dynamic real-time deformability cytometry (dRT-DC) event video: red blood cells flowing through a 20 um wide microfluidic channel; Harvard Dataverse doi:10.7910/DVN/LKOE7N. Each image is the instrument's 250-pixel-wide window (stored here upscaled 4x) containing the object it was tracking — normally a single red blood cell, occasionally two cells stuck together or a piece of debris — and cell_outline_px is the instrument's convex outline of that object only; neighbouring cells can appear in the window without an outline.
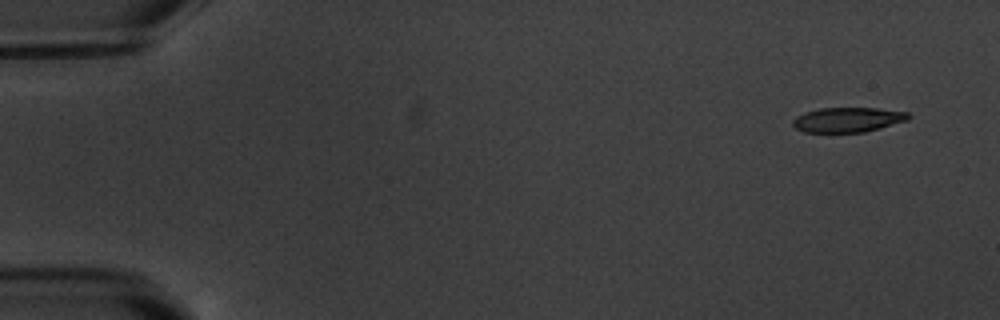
{"species": "common noctule bat (a hibernating species)", "species_latin": "Nyctalus noctula", "temperature_condition": "warm", "stored_images_in_passage": 5, "camera_frame_rate_fps": 3000, "um_per_image_px": 0.085, "animal": {"sex": "male", "body_mass_g": 20.1, "forearm_length_mm": 53.5}, "frame": {"image": 1, "passage_image": 1, "time_ms": 0.0, "image_size_px": [1000, 320], "cell_outline_px": [[912, 116], [908, 120], [880, 128], [864, 132], [804, 132], [796, 128], [792, 124], [792, 120], [796, 116], [804, 112], [820, 108], [876, 108], [908, 112]], "centroid_in_image_um": [72.06, 10.17], "position_along_channel_um": 12.9, "area_um2": 16.76}}
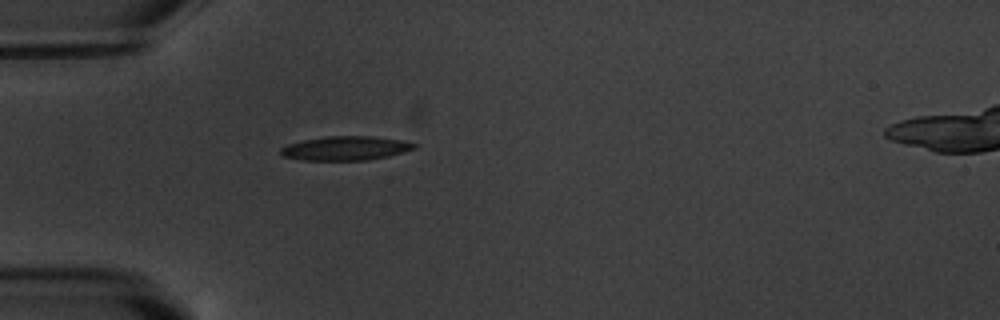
{"frame": {"image": 2, "passage_image": 5, "time_ms": 4.667, "image_size_px": [1000, 320], "cell_outline_px": [[416, 148], [404, 152], [388, 156], [368, 160], [304, 160], [280, 156], [280, 148], [288, 144], [304, 140], [324, 136], [372, 136], [400, 140], [416, 144]], "centroid_in_image_um": [29.35, 12.6], "position_along_channel_um": 55.7, "area_um2": 18.73}}